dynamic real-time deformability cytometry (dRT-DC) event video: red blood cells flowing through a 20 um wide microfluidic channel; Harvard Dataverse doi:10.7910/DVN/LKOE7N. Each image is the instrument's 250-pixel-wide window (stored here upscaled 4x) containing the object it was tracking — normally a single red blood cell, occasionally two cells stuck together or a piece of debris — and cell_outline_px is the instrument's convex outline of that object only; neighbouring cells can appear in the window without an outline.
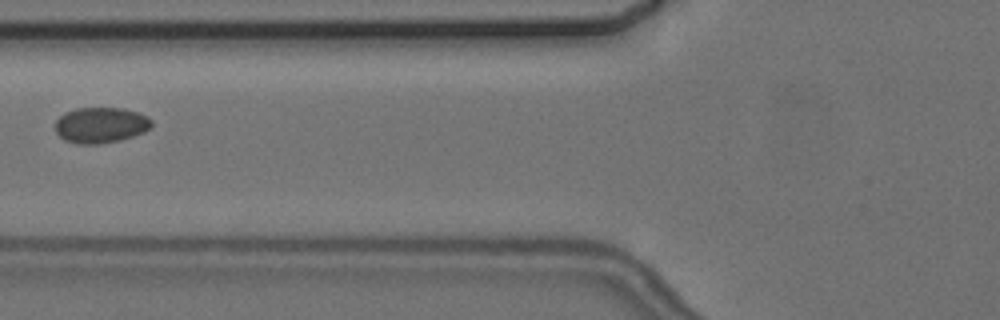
{"species": "common noctule bat (a hibernating species)", "species_latin": "Nyctalus noctula", "temperature_condition": "cold", "stored_images_in_passage": 5, "camera_frame_rate_fps": 3000, "um_per_image_px": 0.085, "animal": {"sex": "female", "body_mass_g": 24.6, "forearm_length_mm": 56.2}, "frame": {"image": 1, "passage_image": 5, "time_ms": 5.667, "image_size_px": [1000, 320], "cell_outline_px": [[152, 128], [144, 132], [120, 140], [96, 144], [76, 144], [64, 140], [56, 132], [56, 120], [64, 112], [76, 108], [124, 108], [140, 112], [148, 116], [152, 120]], "centroid_in_image_um": [8.59, 10.62], "position_along_channel_um": 117.2, "area_um2": 20.29}}